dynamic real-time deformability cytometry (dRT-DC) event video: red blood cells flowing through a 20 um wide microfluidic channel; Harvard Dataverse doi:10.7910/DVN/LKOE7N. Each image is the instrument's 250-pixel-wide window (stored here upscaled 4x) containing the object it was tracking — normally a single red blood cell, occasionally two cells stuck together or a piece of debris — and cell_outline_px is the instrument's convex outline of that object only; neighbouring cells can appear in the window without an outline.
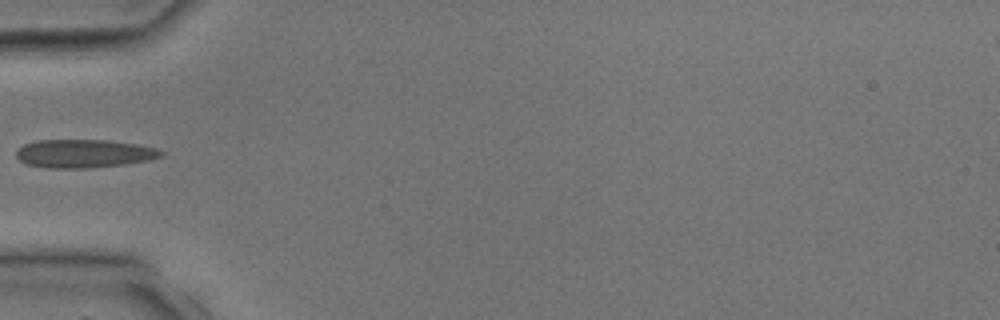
{"species": "common noctule bat (a hibernating species)", "species_latin": "Nyctalus noctula", "temperature_condition": "room temperature", "stored_images_in_passage": 1, "camera_frame_rate_fps": 3000, "um_per_image_px": 0.085, "animal": {"sex": "male", "body_mass_g": 17.9, "forearm_length_mm": 54.2}, "frame": {"image": 1, "passage_image": 1, "time_ms": 0.0, "image_size_px": [1000, 320], "cell_outline_px": [[164, 156], [148, 160], [124, 164], [88, 168], [48, 168], [28, 164], [20, 160], [16, 156], [16, 152], [24, 144], [36, 140], [108, 140], [136, 144], [156, 148], [164, 152]], "centroid_in_image_um": [7.15, 13.05], "position_along_channel_um": 77.8, "area_um2": 23.81}}